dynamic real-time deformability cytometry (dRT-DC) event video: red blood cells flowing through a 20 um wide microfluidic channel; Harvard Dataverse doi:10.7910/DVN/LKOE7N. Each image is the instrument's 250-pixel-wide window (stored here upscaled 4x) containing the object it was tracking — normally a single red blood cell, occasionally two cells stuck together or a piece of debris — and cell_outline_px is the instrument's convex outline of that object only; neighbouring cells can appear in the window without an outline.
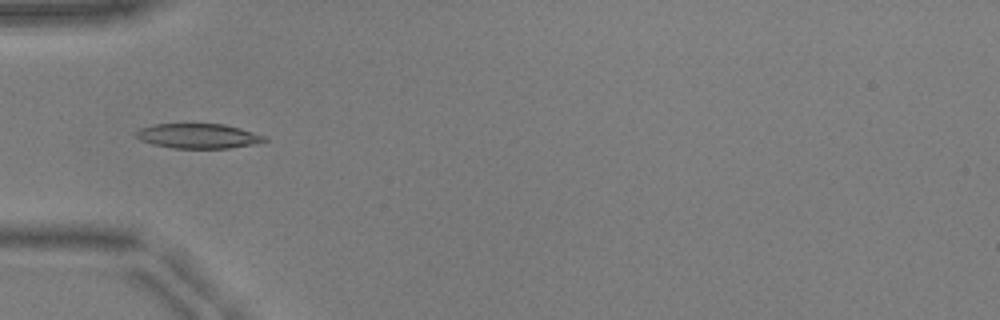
{"species": "common noctule bat (a hibernating species)", "species_latin": "Nyctalus noctula", "temperature_condition": "warm", "stored_images_in_passage": 51, "camera_frame_rate_fps": 3000, "um_per_image_px": 0.085, "animal": {"sex": "male", "body_mass_g": 17.9, "forearm_length_mm": 54.2}, "frame": {"image": 1, "passage_image": 17, "time_ms": 5.333, "image_size_px": [1000, 320], "cell_outline_px": [[268, 140], [252, 144], [228, 148], [172, 148], [152, 144], [140, 140], [136, 136], [136, 132], [140, 128], [156, 124], [224, 124], [240, 128], [264, 136]], "centroid_in_image_um": [16.82, 11.56], "position_along_channel_um": 68.2, "area_um2": 18.32}}
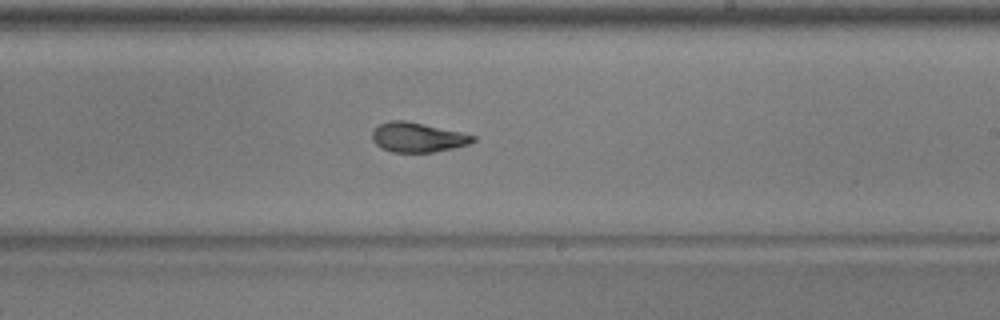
{"frame": {"image": 2, "passage_image": 31, "time_ms": 10.0, "image_size_px": [1000, 320], "cell_outline_px": [[476, 140], [468, 144], [452, 148], [432, 152], [392, 152], [376, 144], [372, 140], [372, 132], [380, 124], [388, 120], [404, 120], [460, 132], [476, 136]], "centroid_in_image_um": [35.48, 11.67], "position_along_channel_um": 253.5, "area_um2": 17.11}}
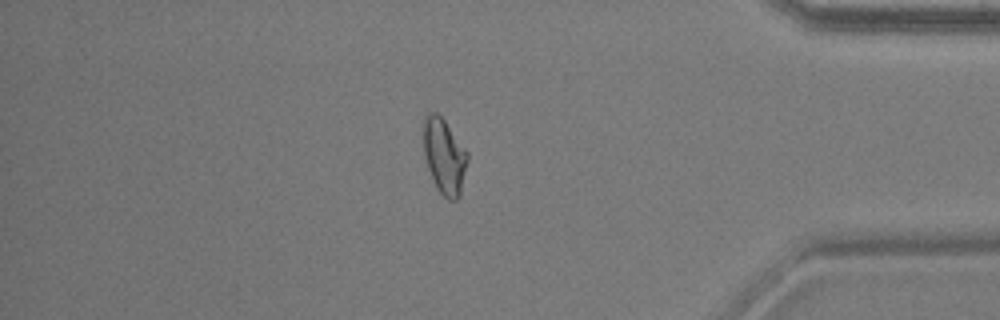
{"frame": {"image": 3, "passage_image": 44, "time_ms": 14.333, "image_size_px": [1000, 320], "cell_outline_px": [[468, 160], [460, 196], [456, 200], [448, 200], [436, 188], [428, 168], [424, 156], [424, 116], [428, 112], [436, 112], [444, 120], [468, 152]], "centroid_in_image_um": [37.77, 13.29], "position_along_channel_um": 397.4, "area_um2": 19.31}, "authors_computed_cell_mechanics": {"area_um2": 18.0914, "velocity_mm_per_s": 3.9682, "shape_relaxation_time_tau1_ms": 9.2655, "shape_relaxation_time_tau2_ms": 1.395, "deformation_change_tau1": 0.2425, "deformation_change_tau2": 0.0772}}